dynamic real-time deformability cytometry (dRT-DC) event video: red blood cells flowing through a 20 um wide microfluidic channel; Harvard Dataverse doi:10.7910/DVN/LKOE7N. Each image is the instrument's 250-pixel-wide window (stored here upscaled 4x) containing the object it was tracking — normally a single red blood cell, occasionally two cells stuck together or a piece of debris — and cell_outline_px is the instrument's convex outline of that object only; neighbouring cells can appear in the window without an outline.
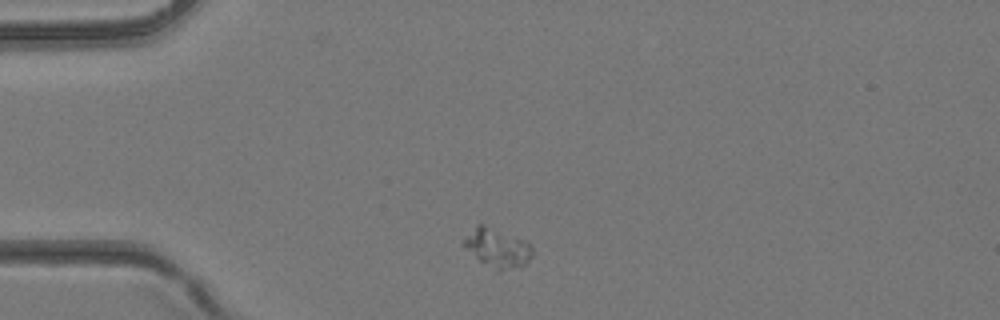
{"species": "common noctule bat (a hibernating species)", "species_latin": "Nyctalus noctula", "temperature_condition": "room temperature", "stored_images_in_passage": 3, "camera_frame_rate_fps": 3000, "um_per_image_px": 0.085, "animal": {"sex": "female", "body_mass_g": 24.6, "forearm_length_mm": 56.2}, "frame": {"image": 1, "passage_image": 1, "time_ms": 0.0, "image_size_px": [1000, 320], "cell_outline_px": [[532, 256], [524, 264], [500, 272], [496, 272], [480, 260], [464, 244], [464, 240], [476, 224], [484, 224], [524, 240], [532, 248]], "centroid_in_image_um": [42.3, 21.08], "position_along_channel_um": 42.7, "area_um2": 15.03}}
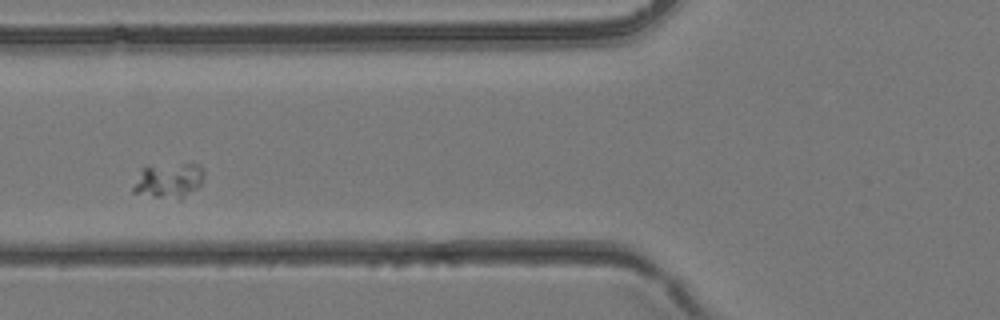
{"frame": {"image": 2, "passage_image": 3, "time_ms": 0.667, "image_size_px": [1000, 320], "cell_outline_px": [[204, 176], [200, 184], [196, 188], [180, 200], [152, 196], [132, 192], [132, 188], [140, 168], [180, 164], [200, 164], [204, 168]], "centroid_in_image_um": [14.35, 15.35], "position_along_channel_um": 111.5, "area_um2": 14.33}}